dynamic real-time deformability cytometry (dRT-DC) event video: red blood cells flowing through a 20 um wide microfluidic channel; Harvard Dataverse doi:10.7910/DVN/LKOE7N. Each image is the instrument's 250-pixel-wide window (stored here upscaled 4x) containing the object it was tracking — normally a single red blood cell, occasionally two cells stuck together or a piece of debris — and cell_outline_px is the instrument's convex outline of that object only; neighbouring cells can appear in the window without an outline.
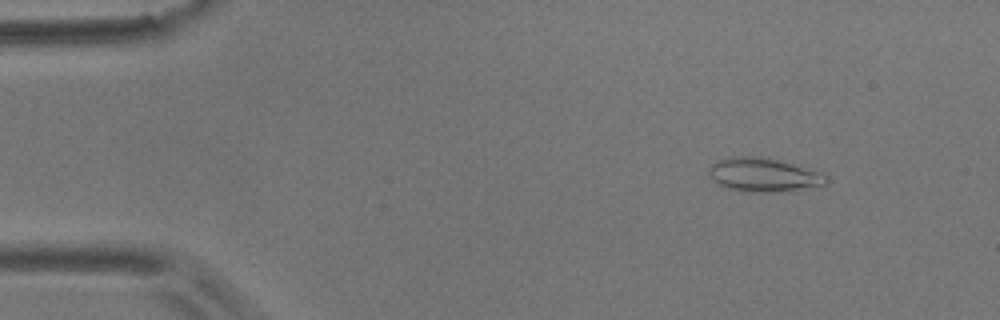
{"species": "common noctule bat (a hibernating species)", "species_latin": "Nyctalus noctula", "temperature_condition": "room temperature", "stored_images_in_passage": 4, "camera_frame_rate_fps": 3000, "um_per_image_px": 0.085, "animal": {"sex": "male", "body_mass_g": 17.9}, "frame": {"image": 1, "passage_image": 1, "time_ms": 0.0, "image_size_px": [1000, 320], "cell_outline_px": [[828, 184], [780, 192], [740, 192], [724, 188], [716, 184], [708, 176], [708, 168], [716, 160], [732, 156], [768, 156], [828, 176]], "centroid_in_image_um": [64.8, 14.87], "position_along_channel_um": 20.2, "area_um2": 23.52}}